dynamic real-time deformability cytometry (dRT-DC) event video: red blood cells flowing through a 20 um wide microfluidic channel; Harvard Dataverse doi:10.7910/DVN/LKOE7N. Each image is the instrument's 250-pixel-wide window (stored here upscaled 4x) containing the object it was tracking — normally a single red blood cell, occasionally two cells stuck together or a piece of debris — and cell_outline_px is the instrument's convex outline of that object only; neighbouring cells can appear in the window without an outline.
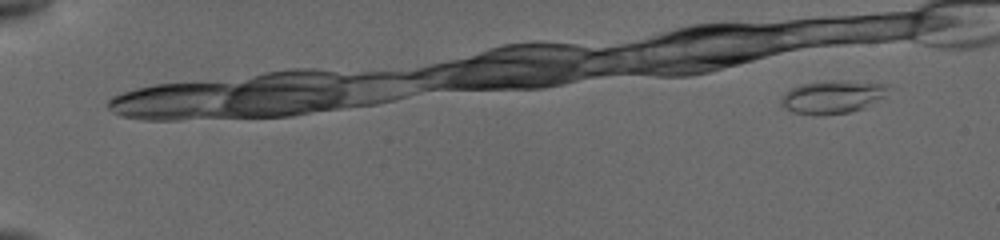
{"species": "common noctule bat (a hibernating species)", "species_latin": "Nyctalus noctula", "temperature_condition": "cold", "stored_images_in_passage": 20, "camera_frame_rate_fps": 3000, "um_per_image_px": 0.085, "animal": {"sex": "female", "body_mass_g": 19.5, "forearm_length_mm": 54.1}, "frame": {"image": 1, "passage_image": 7, "time_ms": 1.0, "image_size_px": [1000, 240], "cell_outline_px": [[884, 96], [864, 108], [848, 112], [792, 112], [784, 108], [780, 104], [784, 96], [792, 88], [804, 84], [832, 80], [884, 84]], "centroid_in_image_um": [70.74, 8.21], "position_along_channel_um": 14.3, "area_um2": 19.13}}